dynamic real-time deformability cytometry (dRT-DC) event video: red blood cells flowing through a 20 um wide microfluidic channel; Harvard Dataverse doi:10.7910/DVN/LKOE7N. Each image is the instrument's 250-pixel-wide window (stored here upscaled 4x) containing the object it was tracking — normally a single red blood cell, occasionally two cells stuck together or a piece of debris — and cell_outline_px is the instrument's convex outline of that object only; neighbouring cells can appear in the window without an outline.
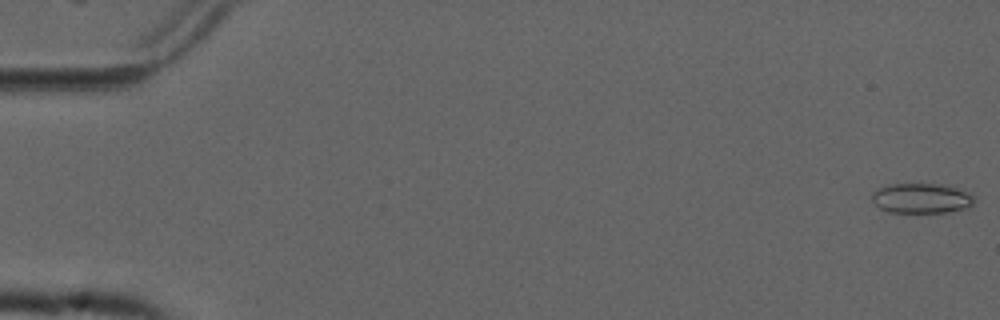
{"species": "common noctule bat (a hibernating species)", "species_latin": "Nyctalus noctula", "temperature_condition": "cold", "stored_images_in_passage": 55, "camera_frame_rate_fps": 3000, "um_per_image_px": 0.085, "animal": {"sex": "male", "forearm_length_mm": 52.5}, "frame": {"image": 1, "passage_image": 1, "time_ms": 0.0, "image_size_px": [1000, 320], "cell_outline_px": [[972, 204], [968, 208], [944, 212], [888, 212], [880, 208], [872, 200], [872, 192], [880, 188], [892, 184], [940, 184], [964, 192], [972, 196]], "centroid_in_image_um": [78.26, 16.86], "position_along_channel_um": 6.7, "area_um2": 17.34}}
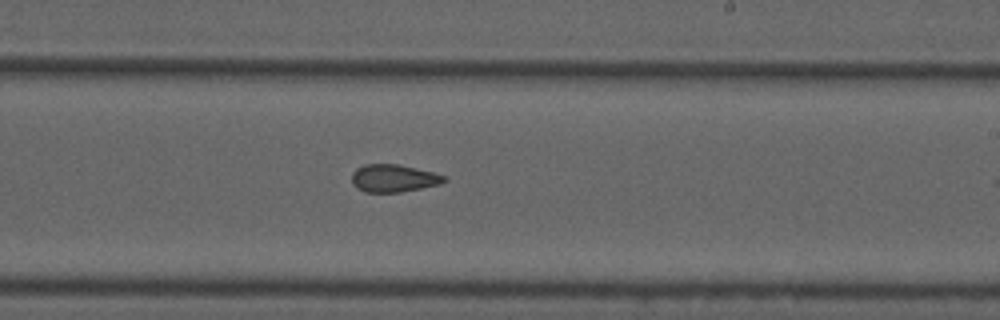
{"frame": {"image": 2, "passage_image": 33, "time_ms": 10.667, "image_size_px": [1000, 320], "cell_outline_px": [[448, 180], [440, 184], [400, 192], [364, 192], [356, 188], [352, 184], [352, 172], [356, 168], [364, 164], [396, 164], [416, 168], [432, 172], [444, 176]], "centroid_in_image_um": [33.41, 15.15], "position_along_channel_um": 255.6, "area_um2": 14.85}}
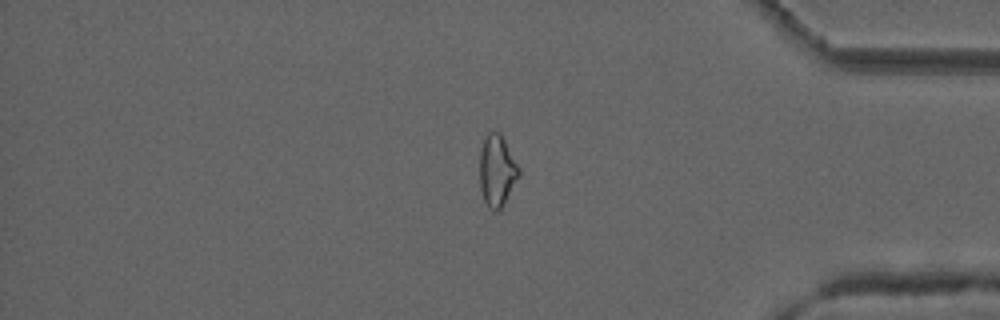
{"frame": {"image": 3, "passage_image": 46, "time_ms": 15.0, "image_size_px": [1000, 320], "cell_outline_px": [[520, 176], [504, 204], [496, 212], [492, 212], [488, 208], [484, 200], [480, 188], [480, 148], [484, 136], [488, 132], [500, 132], [520, 168]], "centroid_in_image_um": [42.24, 14.52], "position_along_channel_um": 393.0, "area_um2": 16.59}, "authors_computed_cell_mechanics": {"area_um2": 16.4152, "velocity_mm_per_s": 3.7471, "shape_relaxation_time_tau1_ms": null, "shape_relaxation_time_tau2_ms": 3.4622, "deformation_change_tau1": null, "deformation_change_tau2": 0.0999}}